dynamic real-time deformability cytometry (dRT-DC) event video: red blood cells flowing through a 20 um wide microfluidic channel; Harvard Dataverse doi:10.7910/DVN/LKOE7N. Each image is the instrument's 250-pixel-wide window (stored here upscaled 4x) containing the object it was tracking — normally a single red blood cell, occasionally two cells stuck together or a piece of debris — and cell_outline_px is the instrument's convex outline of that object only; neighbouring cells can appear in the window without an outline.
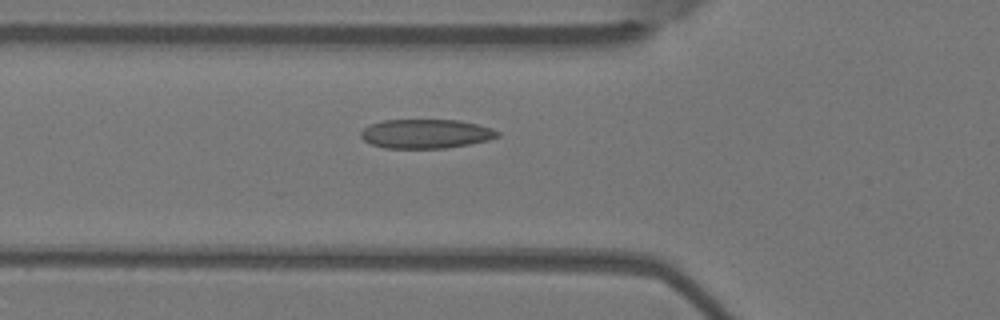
{"species": "Egyptian fruit bat (a non-hibernating species)", "species_latin": "Rousettus aegyptiacus", "temperature_condition": "warm", "stored_images_in_passage": 3, "camera_frame_rate_fps": 3000, "um_per_image_px": 0.085, "animal": {"sex": "female"}, "frame": {"image": 1, "passage_image": 3, "time_ms": 0.667, "image_size_px": [1000, 320], "cell_outline_px": [[500, 136], [488, 140], [468, 144], [444, 148], [384, 148], [372, 144], [364, 140], [360, 136], [360, 132], [368, 124], [384, 120], [460, 120], [492, 128], [500, 132]], "centroid_in_image_um": [36.18, 11.36], "position_along_channel_um": 89.6, "area_um2": 23.24}}